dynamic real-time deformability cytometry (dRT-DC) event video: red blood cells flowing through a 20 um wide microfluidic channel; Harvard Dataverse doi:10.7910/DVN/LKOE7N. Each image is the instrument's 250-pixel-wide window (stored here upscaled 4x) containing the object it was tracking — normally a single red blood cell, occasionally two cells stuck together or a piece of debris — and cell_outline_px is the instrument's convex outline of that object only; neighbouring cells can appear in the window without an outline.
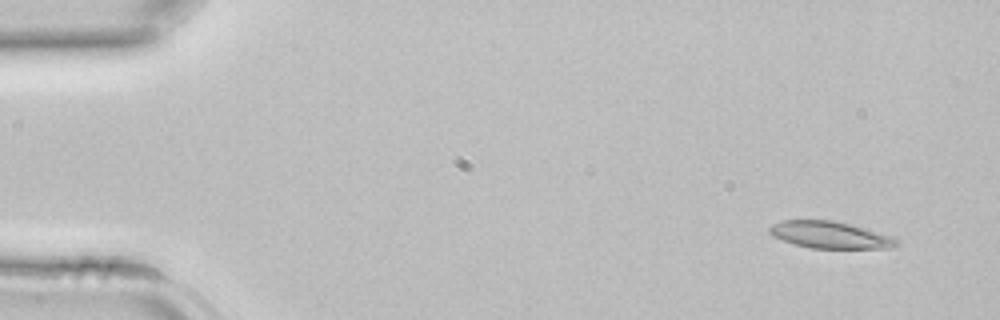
{"species": "common noctule bat (a hibernating species)", "species_latin": "Nyctalus noctula", "temperature_condition": "room temperature", "stored_images_in_passage": 42, "camera_frame_rate_fps": 3000, "um_per_image_px": 0.085, "animal": {"sex": "female", "body_mass_g": 22.7, "forearm_length_mm": 54.2}, "frame": {"image": 1, "passage_image": 3, "time_ms": 0.667, "image_size_px": [1000, 320], "cell_outline_px": [[900, 244], [888, 248], [812, 248], [796, 244], [772, 236], [768, 232], [768, 228], [772, 224], [780, 220], [836, 220], [852, 224], [892, 236]], "centroid_in_image_um": [70.53, 19.95], "position_along_channel_um": 14.5, "area_um2": 19.94}}
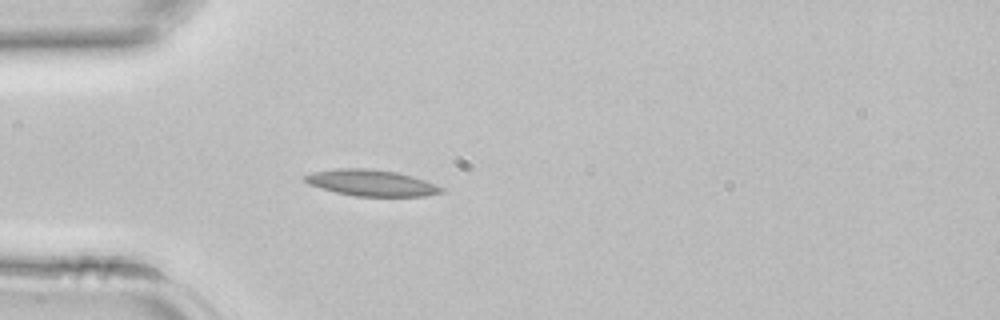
{"frame": {"image": 2, "passage_image": 12, "time_ms": 3.667, "image_size_px": [1000, 320], "cell_outline_px": [[444, 192], [424, 196], [356, 196], [336, 192], [320, 188], [308, 184], [304, 180], [304, 176], [312, 172], [336, 168], [368, 168], [396, 172], [412, 176], [424, 180], [444, 188]], "centroid_in_image_um": [31.54, 15.54], "position_along_channel_um": 53.5, "area_um2": 20.81}}